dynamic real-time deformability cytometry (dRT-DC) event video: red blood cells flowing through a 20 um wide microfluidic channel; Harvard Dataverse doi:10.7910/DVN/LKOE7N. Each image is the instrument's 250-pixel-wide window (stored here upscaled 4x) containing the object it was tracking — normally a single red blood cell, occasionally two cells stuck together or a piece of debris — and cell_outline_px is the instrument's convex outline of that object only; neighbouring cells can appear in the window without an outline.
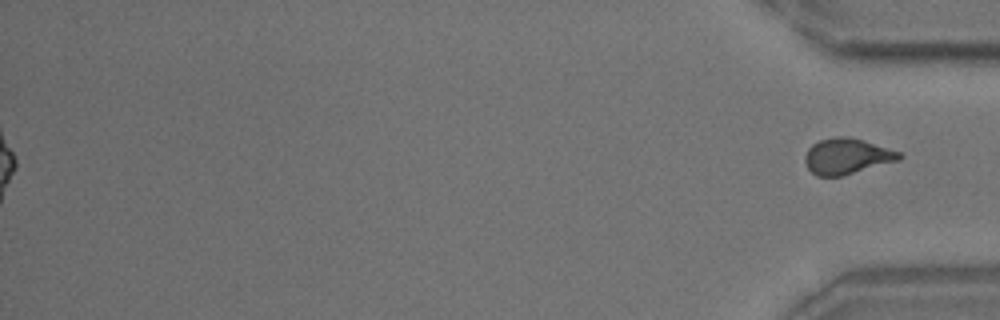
{"species": "common noctule bat (a hibernating species)", "species_latin": "Nyctalus noctula", "temperature_condition": "room temperature", "stored_images_in_passage": 42, "segment_of_instrument_passage": [2, 2], "camera_frame_rate_fps": 3000, "um_per_image_px": 0.085, "animal": {"sex": "male", "body_mass_g": 18.8}, "frame": {"image": 1, "passage_image": 42, "time_ms": 13.667, "image_size_px": [1000, 320], "cell_outline_px": [[904, 156], [900, 160], [840, 176], [816, 176], [808, 168], [804, 160], [804, 156], [808, 148], [812, 144], [820, 140], [836, 136], [848, 136], [864, 140], [900, 152]], "centroid_in_image_um": [71.98, 13.27], "position_along_channel_um": 363.2, "area_um2": 19.65}}